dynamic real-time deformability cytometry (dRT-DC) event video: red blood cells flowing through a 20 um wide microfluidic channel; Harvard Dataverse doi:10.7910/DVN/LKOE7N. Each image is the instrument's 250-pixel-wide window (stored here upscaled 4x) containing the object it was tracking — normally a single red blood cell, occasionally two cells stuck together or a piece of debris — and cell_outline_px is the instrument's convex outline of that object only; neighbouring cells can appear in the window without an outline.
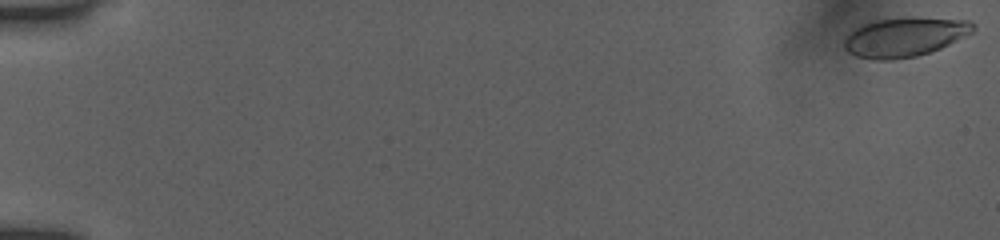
{"species": "human", "species_latin": "Homo sapiens", "temperature_condition": "room temperature", "stored_images_in_passage": 54, "camera_frame_rate_fps": 3000, "um_per_image_px": 0.085, "donor": {"sex": "female"}, "frame": {"image": 1, "passage_image": 1, "time_ms": 0.0, "image_size_px": [1000, 240], "cell_outline_px": [[976, 28], [972, 32], [940, 48], [916, 56], [892, 60], [876, 60], [856, 56], [848, 52], [844, 48], [844, 40], [860, 24], [876, 20], [908, 16], [912, 16], [968, 20], [976, 24]], "centroid_in_image_um": [76.9, 3.12], "position_along_channel_um": 8.1, "area_um2": 29.65}}
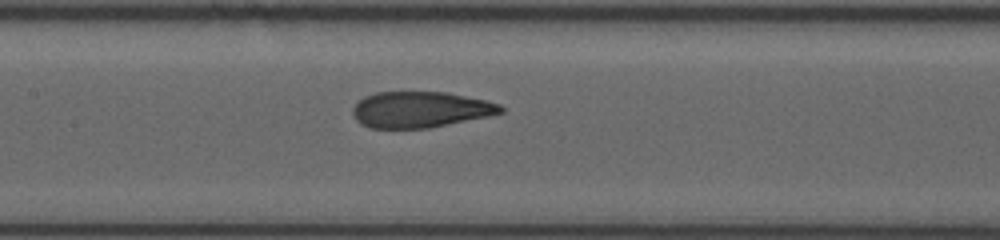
{"frame": {"image": 2, "passage_image": 28, "time_ms": 9.0, "image_size_px": [1000, 240], "cell_outline_px": [[504, 112], [488, 116], [428, 128], [368, 128], [360, 124], [356, 120], [352, 112], [352, 108], [364, 96], [376, 92], [448, 92], [484, 100], [500, 104], [504, 108]], "centroid_in_image_um": [35.7, 9.31], "position_along_channel_um": 171.7, "area_um2": 31.04}}
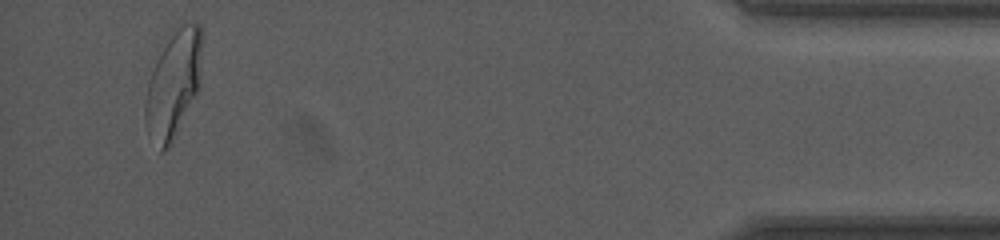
{"frame": {"image": 3, "passage_image": 52, "time_ms": 17.0, "image_size_px": [1000, 240], "cell_outline_px": [[200, 88], [168, 148], [160, 152], [144, 120], [144, 104], [148, 80], [168, 40], [184, 24], [200, 24]], "centroid_in_image_um": [14.73, 7.23], "position_along_channel_um": 420.5, "area_um2": 33.87}, "authors_computed_cell_mechanics": {"area_um2": 31.9923, "velocity_mm_per_s": 3.9286, "shape_relaxation_time_tau1_ms": 5.7047, "shape_relaxation_time_tau2_ms": 0.9933, "deformation_change_tau1": 0.2216, "deformation_change_tau2": 0.0771}}